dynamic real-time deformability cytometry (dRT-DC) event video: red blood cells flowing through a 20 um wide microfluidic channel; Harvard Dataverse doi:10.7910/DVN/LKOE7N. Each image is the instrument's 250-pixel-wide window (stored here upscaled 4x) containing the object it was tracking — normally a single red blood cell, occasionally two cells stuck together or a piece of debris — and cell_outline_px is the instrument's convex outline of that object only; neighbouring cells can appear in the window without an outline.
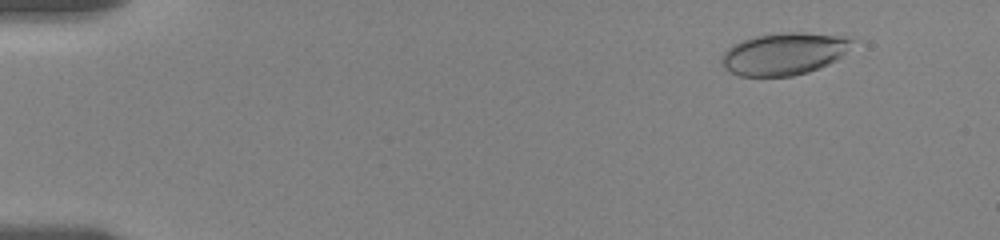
{"species": "human", "species_latin": "Homo sapiens", "temperature_condition": "room temperature", "stored_images_in_passage": 26, "camera_frame_rate_fps": 3000, "um_per_image_px": 0.085, "donor": {"sex": "female"}, "frame": {"image": 1, "passage_image": 3, "time_ms": 0.667, "image_size_px": [1000, 240], "cell_outline_px": [[852, 40], [844, 52], [836, 60], [828, 64], [808, 72], [792, 76], [740, 76], [724, 68], [720, 64], [720, 56], [732, 44], [740, 40], [756, 36], [780, 32], [800, 32], [840, 36]], "centroid_in_image_um": [66.54, 4.58], "position_along_channel_um": 18.5, "area_um2": 31.85}}
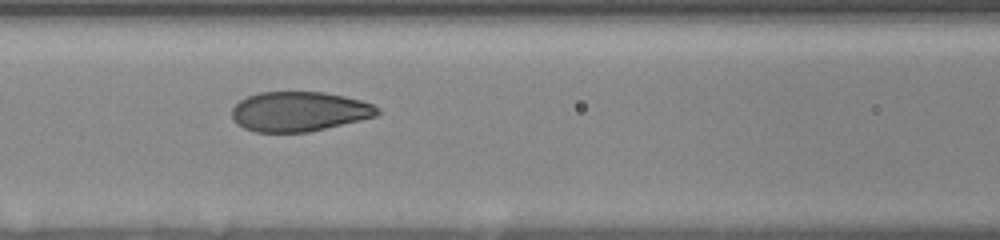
{"frame": {"image": 2, "passage_image": 18, "time_ms": 7.333, "image_size_px": [1000, 240], "cell_outline_px": [[380, 112], [376, 116], [360, 120], [308, 132], [256, 132], [244, 128], [236, 124], [232, 120], [232, 108], [240, 100], [248, 96], [260, 92], [324, 92], [344, 96], [360, 100], [372, 104], [380, 108]], "centroid_in_image_um": [25.41, 9.48], "position_along_channel_um": 141.2, "area_um2": 33.7}}
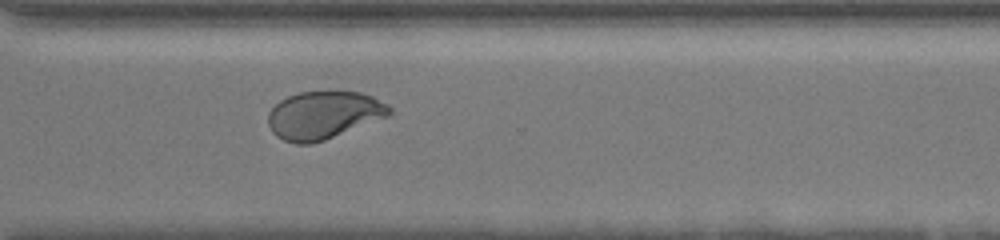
{"frame": {"image": 3, "passage_image": 26, "time_ms": 13.0, "image_size_px": [1000, 240], "cell_outline_px": [[392, 116], [324, 140], [312, 144], [296, 144], [284, 140], [276, 136], [272, 132], [268, 124], [268, 112], [280, 100], [288, 96], [300, 92], [360, 92], [372, 96], [388, 104], [392, 108]], "centroid_in_image_um": [27.54, 9.8], "position_along_channel_um": 343.1, "area_um2": 34.04}}